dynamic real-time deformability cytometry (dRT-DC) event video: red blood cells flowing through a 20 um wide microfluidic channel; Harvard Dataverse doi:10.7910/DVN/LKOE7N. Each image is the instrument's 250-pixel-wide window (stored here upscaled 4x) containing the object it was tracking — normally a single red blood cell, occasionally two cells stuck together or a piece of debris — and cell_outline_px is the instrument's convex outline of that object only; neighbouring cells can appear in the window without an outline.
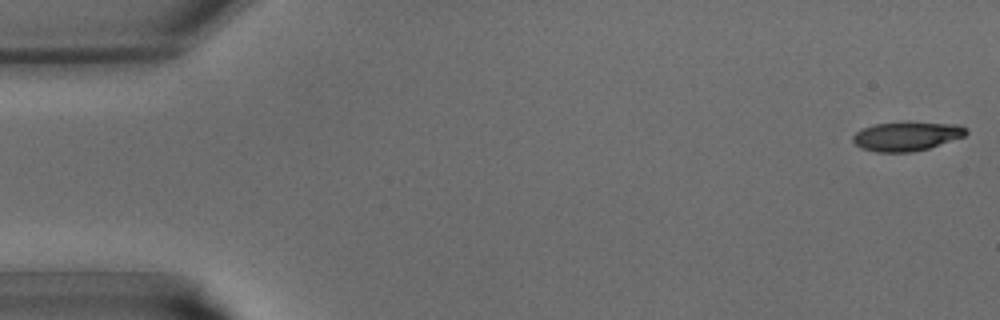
{"species": "common noctule bat (a hibernating species)", "species_latin": "Nyctalus noctula", "temperature_condition": "warm", "stored_images_in_passage": 41, "camera_frame_rate_fps": 3000, "um_per_image_px": 0.085, "animal": {"sex": "male", "body_mass_g": 15.6}, "frame": {"image": 1, "passage_image": 1, "time_ms": 0.0, "image_size_px": [1000, 320], "cell_outline_px": [[968, 132], [964, 136], [928, 148], [912, 152], [876, 152], [860, 148], [852, 140], [852, 136], [860, 128], [872, 124], [904, 120], [908, 120], [960, 124], [968, 128]], "centroid_in_image_um": [77.06, 11.53], "position_along_channel_um": 7.9, "area_um2": 20.0}}
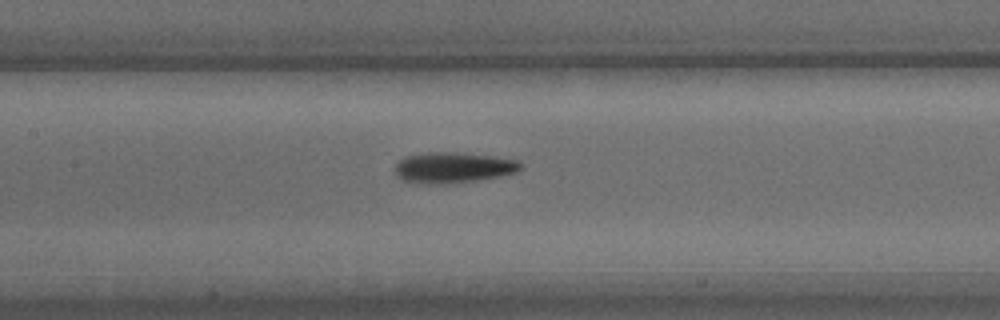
{"frame": {"image": 2, "passage_image": 19, "time_ms": 6.0, "image_size_px": [1000, 320], "cell_outline_px": [[524, 168], [516, 172], [500, 176], [476, 180], [404, 180], [396, 176], [396, 164], [404, 156], [432, 152], [452, 152], [492, 156], [520, 160], [524, 164]], "centroid_in_image_um": [38.65, 14.17], "position_along_channel_um": 168.7, "area_um2": 21.21}}
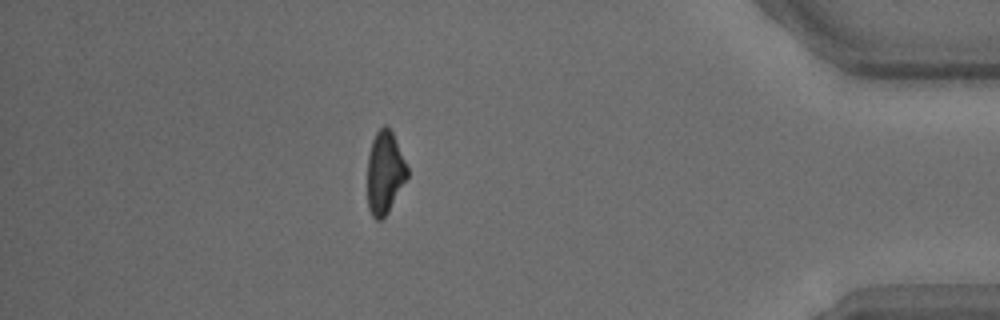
{"frame": {"image": 3, "passage_image": 36, "time_ms": 11.667, "image_size_px": [1000, 320], "cell_outline_px": [[408, 176], [388, 212], [380, 220], [376, 220], [372, 216], [368, 208], [368, 156], [372, 140], [376, 132], [384, 124], [388, 124], [392, 132], [408, 168]], "centroid_in_image_um": [32.7, 14.65], "position_along_channel_um": 402.5, "area_um2": 19.07}}